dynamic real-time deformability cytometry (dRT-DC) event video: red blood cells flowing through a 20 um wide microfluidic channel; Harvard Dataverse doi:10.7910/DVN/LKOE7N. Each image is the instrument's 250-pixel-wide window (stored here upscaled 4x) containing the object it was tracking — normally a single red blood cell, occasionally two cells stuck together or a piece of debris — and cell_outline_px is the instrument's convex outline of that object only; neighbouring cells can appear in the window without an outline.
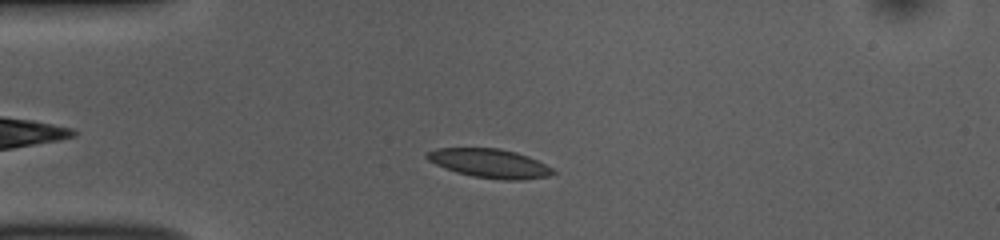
{"species": "common noctule bat (a hibernating species)", "species_latin": "Nyctalus noctula", "temperature_condition": "room temperature", "stored_images_in_passage": 30, "camera_frame_rate_fps": 3000, "um_per_image_px": 0.085, "animal": {"sex": "female", "body_mass_g": 10.0, "forearm_length_mm": 53.1}, "frame": {"image": 1, "passage_image": 7, "time_ms": 2.0, "image_size_px": [1000, 240], "cell_outline_px": [[556, 172], [548, 176], [520, 180], [500, 180], [472, 176], [456, 172], [444, 168], [428, 160], [424, 156], [424, 152], [436, 148], [500, 148], [516, 152], [528, 156], [552, 168]], "centroid_in_image_um": [41.57, 13.88], "position_along_channel_um": 43.4, "area_um2": 21.33}}
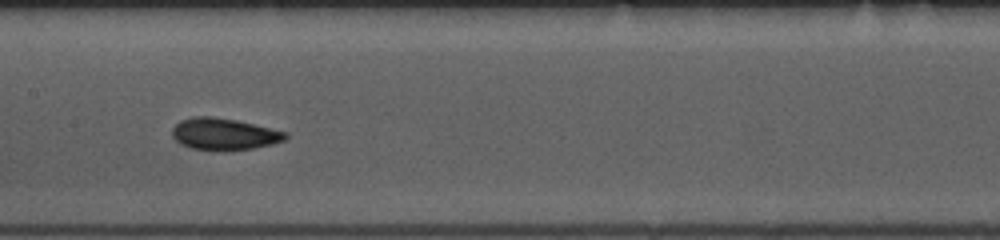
{"frame": {"image": 2, "passage_image": 20, "time_ms": 6.333, "image_size_px": [1000, 240], "cell_outline_px": [[288, 136], [284, 140], [272, 144], [252, 148], [220, 152], [192, 148], [180, 144], [172, 136], [172, 128], [180, 120], [192, 116], [212, 116], [236, 120], [288, 132]], "centroid_in_image_um": [19.02, 11.4], "position_along_channel_um": 188.4, "area_um2": 21.21}}
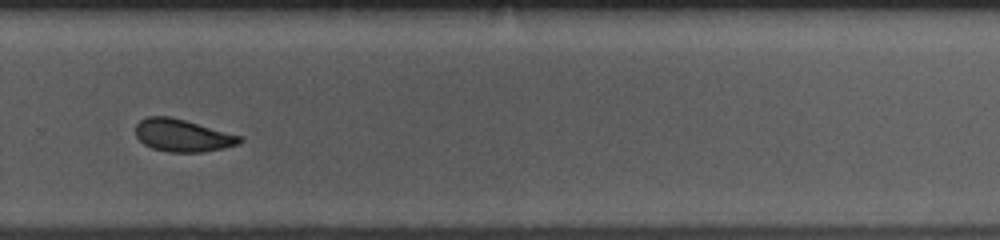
{"frame": {"image": 3, "passage_image": 30, "time_ms": 9.667, "image_size_px": [1000, 240], "cell_outline_px": [[244, 140], [236, 144], [224, 148], [200, 152], [168, 152], [152, 148], [144, 144], [136, 136], [136, 124], [140, 120], [148, 116], [168, 116], [184, 120], [240, 136]], "centroid_in_image_um": [15.47, 11.52], "position_along_channel_um": 314.3, "area_um2": 19.36}}